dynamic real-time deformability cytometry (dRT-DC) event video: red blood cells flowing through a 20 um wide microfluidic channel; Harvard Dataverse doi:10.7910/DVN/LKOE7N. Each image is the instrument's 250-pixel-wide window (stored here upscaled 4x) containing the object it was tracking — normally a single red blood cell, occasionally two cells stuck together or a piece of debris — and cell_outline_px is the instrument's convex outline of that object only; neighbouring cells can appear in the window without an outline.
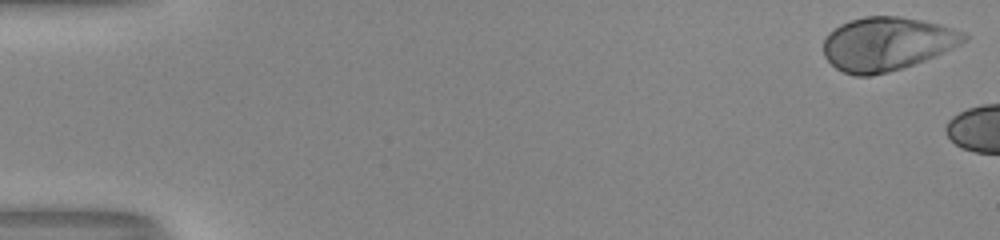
{"species": "human", "species_latin": "Homo sapiens", "temperature_condition": "room temperature", "stored_images_in_passage": 6, "camera_frame_rate_fps": 3000, "um_per_image_px": 0.085, "donor": {"sex": "male"}, "frame": {"image": 1, "passage_image": 1, "time_ms": 0.0, "image_size_px": [1000, 240], "cell_outline_px": [[968, 36], [964, 40], [924, 60], [888, 72], [872, 76], [856, 76], [844, 72], [836, 68], [824, 56], [824, 40], [828, 32], [840, 24], [848, 20], [864, 16], [900, 16], [940, 24], [964, 32]], "centroid_in_image_um": [75.3, 3.71], "position_along_channel_um": 9.7, "area_um2": 43.29}}